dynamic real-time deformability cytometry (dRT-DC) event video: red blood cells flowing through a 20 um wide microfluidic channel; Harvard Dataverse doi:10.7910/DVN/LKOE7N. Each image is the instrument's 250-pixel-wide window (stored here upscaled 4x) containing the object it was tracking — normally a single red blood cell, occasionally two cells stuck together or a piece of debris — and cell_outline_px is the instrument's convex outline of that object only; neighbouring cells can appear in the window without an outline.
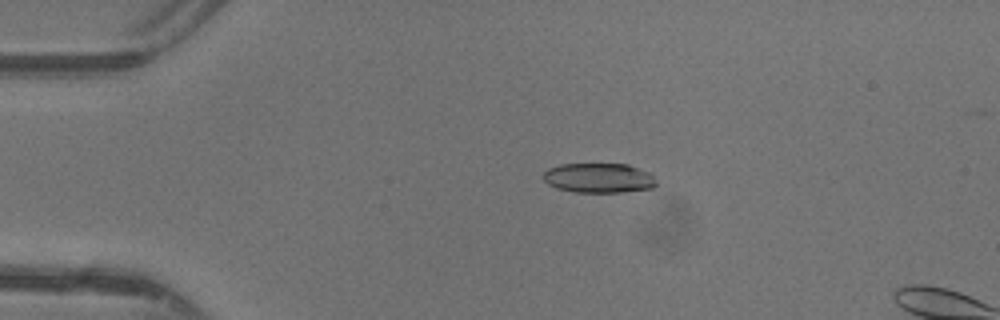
{"species": "common noctule bat (a hibernating species)", "species_latin": "Nyctalus noctula", "temperature_condition": "warm", "stored_images_in_passage": 15, "camera_frame_rate_fps": 3000, "um_per_image_px": 0.085, "animal": {"sex": "female"}, "frame": {"image": 1, "passage_image": 11, "time_ms": 3.333, "image_size_px": [1000, 320], "cell_outline_px": [[656, 184], [652, 188], [620, 192], [576, 192], [556, 188], [548, 184], [544, 180], [544, 172], [548, 168], [560, 164], [628, 164], [648, 172], [656, 180]], "centroid_in_image_um": [50.88, 15.12], "position_along_channel_um": 34.1, "area_um2": 19.48}}